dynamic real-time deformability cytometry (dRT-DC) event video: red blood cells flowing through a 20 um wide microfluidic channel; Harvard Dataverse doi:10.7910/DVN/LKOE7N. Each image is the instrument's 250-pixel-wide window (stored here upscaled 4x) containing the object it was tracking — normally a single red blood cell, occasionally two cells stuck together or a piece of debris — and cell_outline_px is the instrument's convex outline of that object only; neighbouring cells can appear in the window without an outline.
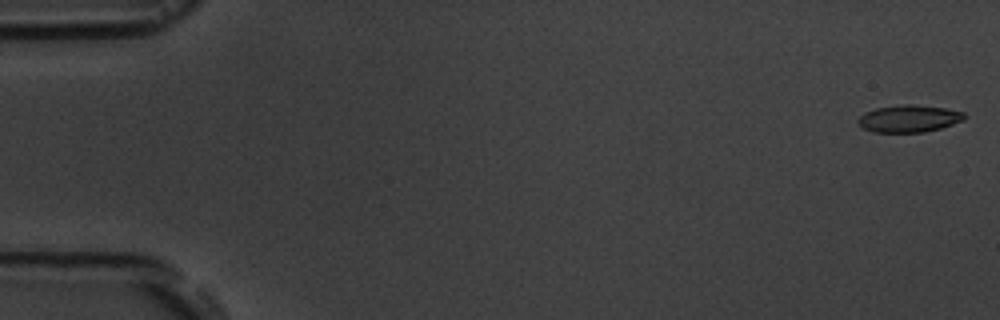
{"species": "common noctule bat (a hibernating species)", "species_latin": "Nyctalus noctula", "temperature_condition": "room temperature", "stored_images_in_passage": 56, "camera_frame_rate_fps": 3000, "um_per_image_px": 0.085, "animal": {"sex": "male", "body_mass_g": 19.5, "forearm_length_mm": 54.6}, "frame": {"image": 1, "passage_image": 1, "time_ms": 0.0, "image_size_px": [1000, 320], "cell_outline_px": [[964, 120], [940, 128], [924, 132], [872, 132], [864, 128], [856, 120], [864, 112], [876, 108], [904, 104], [912, 104], [944, 108], [964, 112]], "centroid_in_image_um": [77.24, 10.08], "position_along_channel_um": 7.8, "area_um2": 16.7}}
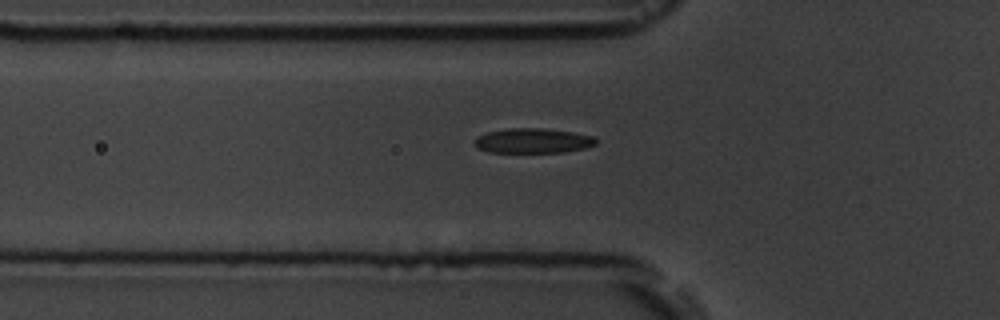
{"frame": {"image": 2, "passage_image": 19, "time_ms": 6.0, "image_size_px": [1000, 320], "cell_outline_px": [[596, 144], [584, 148], [564, 152], [488, 152], [476, 148], [472, 140], [476, 136], [488, 132], [508, 128], [544, 128], [572, 132], [596, 136]], "centroid_in_image_um": [45.26, 11.96], "position_along_channel_um": 80.5, "area_um2": 17.74}}
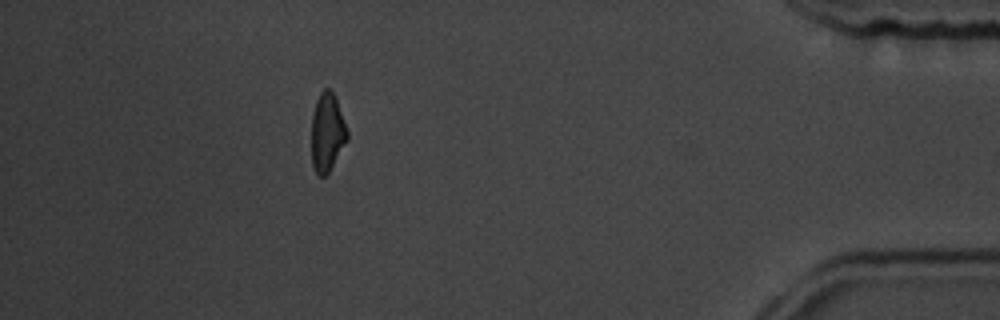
{"frame": {"image": 3, "passage_image": 50, "time_ms": 16.333, "image_size_px": [1000, 320], "cell_outline_px": [[348, 140], [328, 172], [324, 176], [320, 176], [316, 172], [312, 164], [312, 112], [316, 100], [320, 92], [324, 88], [332, 88], [336, 96], [348, 132]], "centroid_in_image_um": [27.82, 11.19], "position_along_channel_um": 407.4, "area_um2": 16.47}, "authors_computed_cell_mechanics": {"area_um2": 17.4556, "velocity_mm_per_s": 3.6584, "shape_relaxation_time_tau1_ms": 3.896, "shape_relaxation_time_tau2_ms": 2.9964, "deformation_change_tau1": 0.1348, "deformation_change_tau2": 0.0967}}